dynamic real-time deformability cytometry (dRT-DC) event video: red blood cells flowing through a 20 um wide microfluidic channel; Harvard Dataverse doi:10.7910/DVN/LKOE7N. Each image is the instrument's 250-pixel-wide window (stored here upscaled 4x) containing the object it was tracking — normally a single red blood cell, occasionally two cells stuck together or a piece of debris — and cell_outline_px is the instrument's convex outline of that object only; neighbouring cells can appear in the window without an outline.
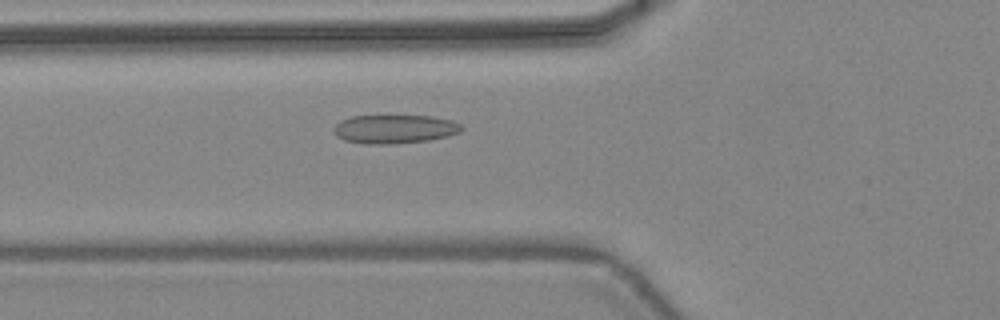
{"species": "common noctule bat (a hibernating species)", "species_latin": "Nyctalus noctula", "temperature_condition": "warm", "stored_images_in_passage": 32, "camera_frame_rate_fps": 3000, "um_per_image_px": 0.085, "animal": {"sex": "female", "body_mass_g": 24.6, "forearm_length_mm": 56.2}, "frame": {"image": 1, "passage_image": 3, "time_ms": 0.667, "image_size_px": [1000, 320], "cell_outline_px": [[464, 128], [460, 132], [448, 136], [428, 140], [388, 144], [364, 144], [344, 140], [336, 136], [332, 128], [340, 120], [352, 116], [432, 116], [452, 120], [460, 124]], "centroid_in_image_um": [33.52, 10.97], "position_along_channel_um": 92.3, "area_um2": 21.44}}
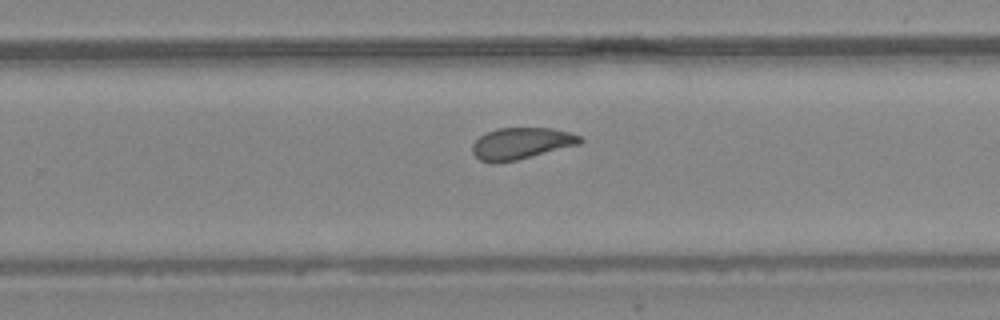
{"frame": {"image": 2, "passage_image": 16, "time_ms": 5.0, "image_size_px": [1000, 320], "cell_outline_px": [[584, 140], [580, 144], [516, 160], [496, 164], [492, 164], [480, 160], [472, 152], [472, 144], [480, 136], [496, 128], [552, 128], [572, 132], [580, 136]], "centroid_in_image_um": [44.31, 12.19], "position_along_channel_um": 285.5, "area_um2": 19.94}}
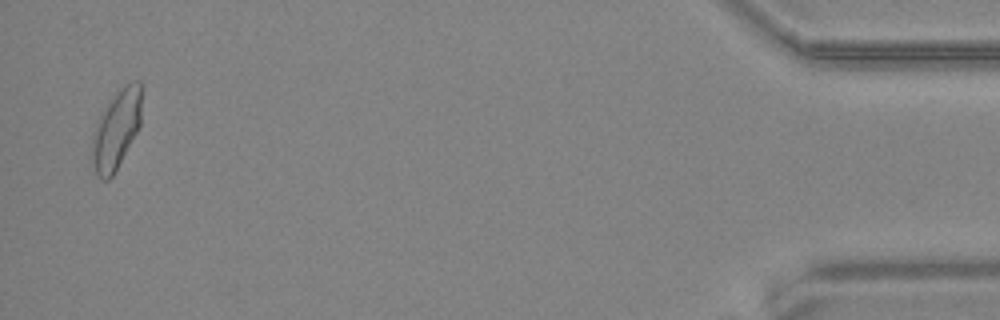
{"frame": {"image": 3, "passage_image": 31, "time_ms": 10.0, "image_size_px": [1000, 320], "cell_outline_px": [[140, 124], [116, 172], [108, 180], [100, 180], [92, 172], [92, 136], [96, 124], [104, 108], [120, 88], [124, 84], [132, 80], [140, 80]], "centroid_in_image_um": [9.85, 11.07], "position_along_channel_um": 425.4, "area_um2": 22.77}, "authors_computed_cell_mechanics": {"area_um2": 20.4901, "velocity_mm_per_s": 4.4667, "shape_relaxation_time_tau1_ms": 9.0226, "shape_relaxation_time_tau2_ms": 1.0772, "deformation_change_tau1": 0.1899, "deformation_change_tau2": 0.0811}}